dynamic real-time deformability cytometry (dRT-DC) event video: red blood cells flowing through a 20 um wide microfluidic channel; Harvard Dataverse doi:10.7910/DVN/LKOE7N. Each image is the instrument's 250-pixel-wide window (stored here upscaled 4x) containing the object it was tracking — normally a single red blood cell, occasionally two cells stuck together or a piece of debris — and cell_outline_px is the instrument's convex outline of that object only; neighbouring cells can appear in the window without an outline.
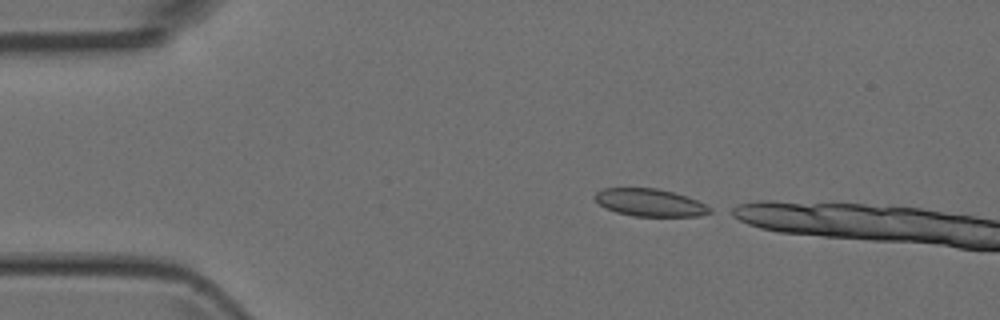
{"species": "Egyptian fruit bat (a non-hibernating species)", "species_latin": "Rousettus aegyptiacus", "temperature_condition": "room temperature", "stored_images_in_passage": 2, "camera_frame_rate_fps": 3000, "um_per_image_px": 0.085, "animal": {"sex": "female"}, "frame": {"image": 1, "passage_image": 1, "time_ms": 0.0, "image_size_px": [1000, 320], "cell_outline_px": [[712, 212], [700, 216], [632, 216], [616, 212], [600, 204], [592, 196], [596, 192], [604, 188], [656, 188], [672, 192], [696, 200], [712, 208]], "centroid_in_image_um": [55.23, 17.22], "position_along_channel_um": 29.8, "area_um2": 18.26}}